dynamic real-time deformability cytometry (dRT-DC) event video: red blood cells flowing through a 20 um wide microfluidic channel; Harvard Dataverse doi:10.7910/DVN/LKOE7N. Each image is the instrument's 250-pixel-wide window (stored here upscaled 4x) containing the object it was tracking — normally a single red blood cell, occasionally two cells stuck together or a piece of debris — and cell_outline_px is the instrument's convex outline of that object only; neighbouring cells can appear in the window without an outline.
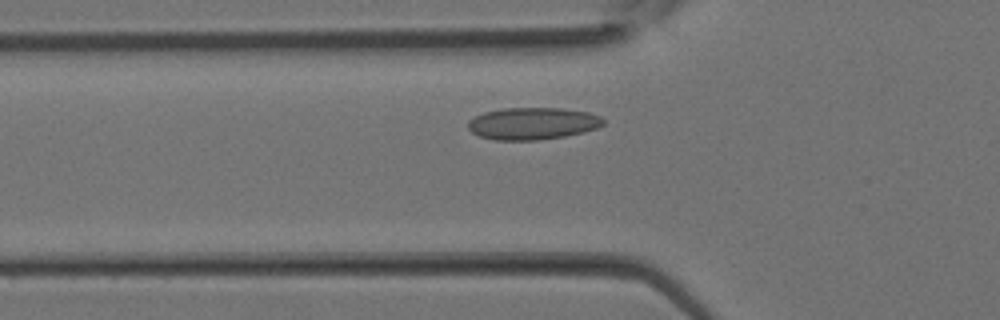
{"species": "Egyptian fruit bat (a non-hibernating species)", "species_latin": "Rousettus aegyptiacus", "temperature_condition": "room temperature", "stored_images_in_passage": 27, "segment_of_instrument_passage": [1, 2], "camera_frame_rate_fps": 3000, "um_per_image_px": 0.085, "animal": {"sex": "female"}, "frame": {"image": 1, "passage_image": 2, "time_ms": 0.333, "image_size_px": [1000, 320], "cell_outline_px": [[604, 124], [596, 128], [580, 132], [560, 136], [532, 140], [500, 140], [480, 136], [472, 132], [468, 128], [468, 124], [476, 116], [488, 112], [508, 108], [556, 108], [584, 112], [596, 116], [604, 120]], "centroid_in_image_um": [45.24, 10.5], "position_along_channel_um": 80.6, "area_um2": 24.28}}
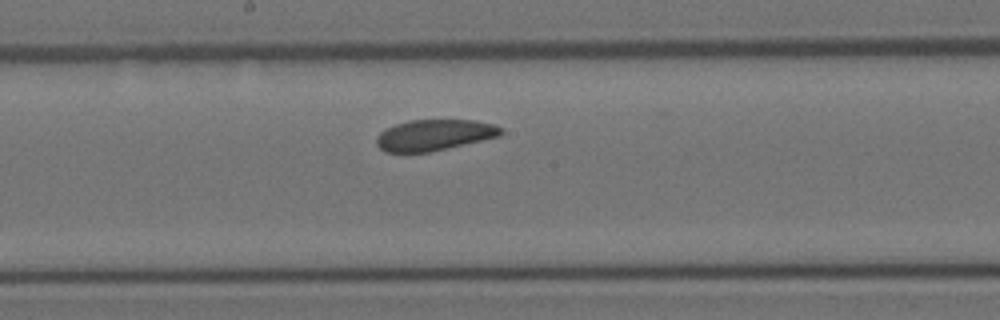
{"frame": {"image": 2, "passage_image": 9, "time_ms": 2.667, "image_size_px": [1000, 320], "cell_outline_px": [[504, 132], [496, 136], [428, 152], [388, 152], [380, 148], [376, 140], [388, 128], [396, 124], [412, 120], [468, 120], [492, 124], [500, 128]], "centroid_in_image_um": [36.89, 11.47], "position_along_channel_um": 211.3, "area_um2": 21.5}}
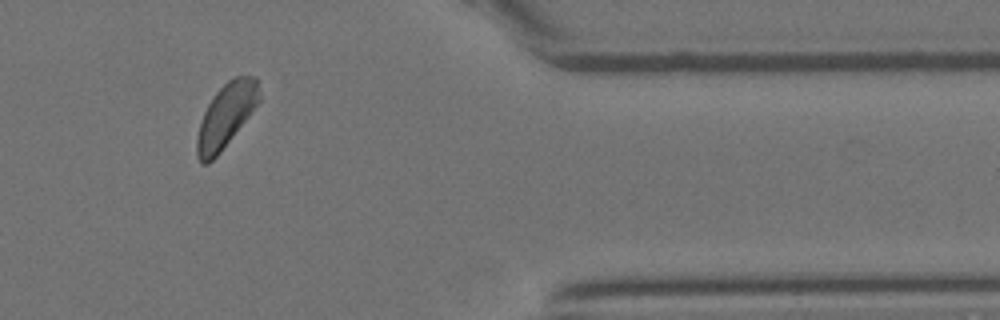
{"frame": {"image": 3, "passage_image": 20, "time_ms": 6.333, "image_size_px": [1000, 320], "cell_outline_px": [[260, 100], [216, 156], [212, 160], [204, 164], [200, 160], [196, 152], [196, 140], [200, 124], [204, 112], [208, 104], [216, 92], [228, 80], [236, 76], [252, 76], [256, 80], [260, 96]], "centroid_in_image_um": [19.18, 9.8], "position_along_channel_um": 392.2, "area_um2": 22.25}}